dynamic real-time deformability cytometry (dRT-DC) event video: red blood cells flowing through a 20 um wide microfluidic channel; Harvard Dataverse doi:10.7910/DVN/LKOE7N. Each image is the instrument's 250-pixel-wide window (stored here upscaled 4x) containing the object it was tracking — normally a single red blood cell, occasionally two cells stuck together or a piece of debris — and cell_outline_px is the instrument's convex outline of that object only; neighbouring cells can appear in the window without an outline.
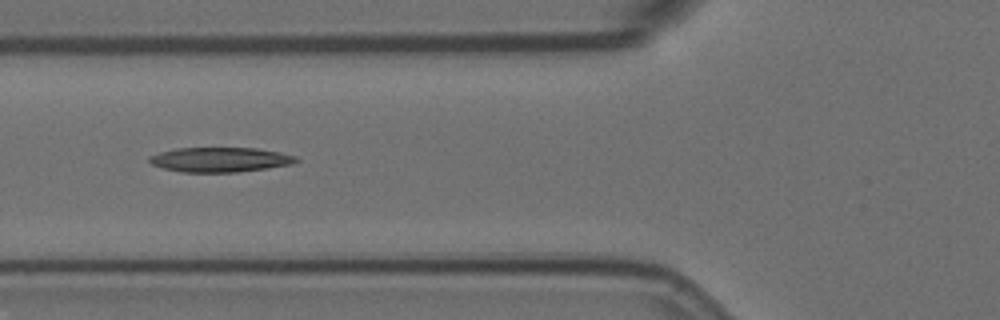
{"species": "Egyptian fruit bat (a non-hibernating species)", "species_latin": "Rousettus aegyptiacus", "temperature_condition": "room temperature", "stored_images_in_passage": 7, "camera_frame_rate_fps": 3000, "um_per_image_px": 0.085, "animal": {"sex": "female"}, "frame": {"image": 1, "passage_image": 5, "time_ms": 1.333, "image_size_px": [1000, 320], "cell_outline_px": [[300, 160], [292, 164], [268, 168], [236, 172], [180, 172], [164, 168], [152, 164], [148, 160], [148, 156], [160, 152], [176, 148], [256, 148], [280, 152], [296, 156]], "centroid_in_image_um": [18.72, 13.57], "position_along_channel_um": 107.1, "area_um2": 21.15}}
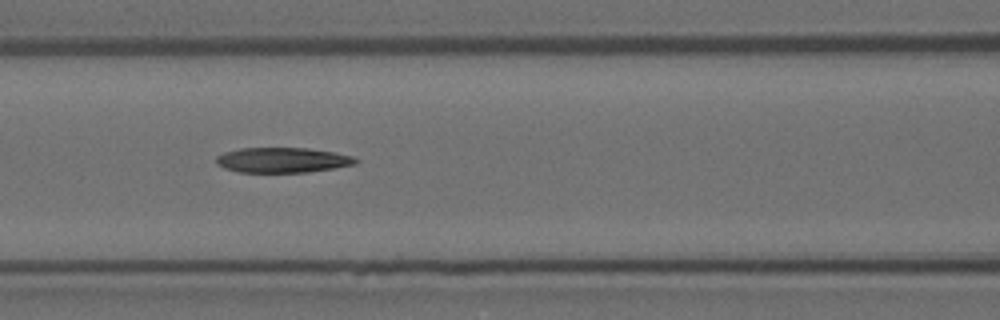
{"frame": {"image": 2, "passage_image": 6, "time_ms": 1.667, "image_size_px": [1000, 320], "cell_outline_px": [[360, 160], [356, 164], [308, 172], [240, 172], [224, 168], [216, 164], [216, 156], [224, 152], [240, 148], [308, 148], [332, 152], [352, 156]], "centroid_in_image_um": [23.99, 13.6], "position_along_channel_um": 142.6, "area_um2": 20.35}}
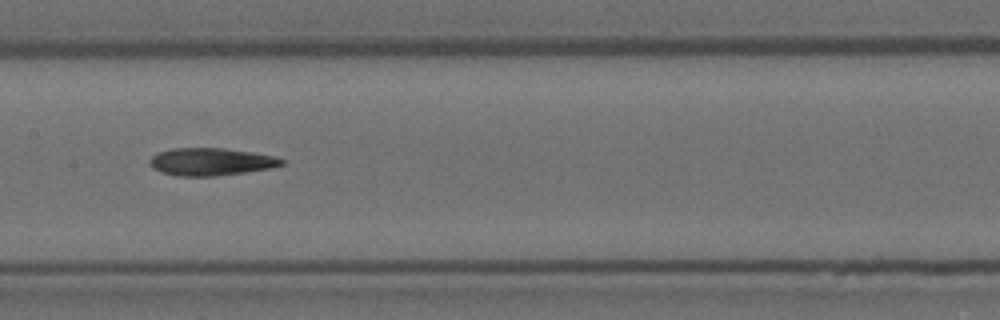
{"frame": {"image": 3, "passage_image": 7, "time_ms": 2.0, "image_size_px": [1000, 320], "cell_outline_px": [[284, 164], [268, 168], [244, 172], [216, 176], [176, 176], [160, 172], [152, 168], [148, 164], [148, 160], [156, 152], [172, 148], [224, 148], [252, 152], [272, 156], [284, 160]], "centroid_in_image_um": [17.83, 13.74], "position_along_channel_um": 189.6, "area_um2": 21.21}}